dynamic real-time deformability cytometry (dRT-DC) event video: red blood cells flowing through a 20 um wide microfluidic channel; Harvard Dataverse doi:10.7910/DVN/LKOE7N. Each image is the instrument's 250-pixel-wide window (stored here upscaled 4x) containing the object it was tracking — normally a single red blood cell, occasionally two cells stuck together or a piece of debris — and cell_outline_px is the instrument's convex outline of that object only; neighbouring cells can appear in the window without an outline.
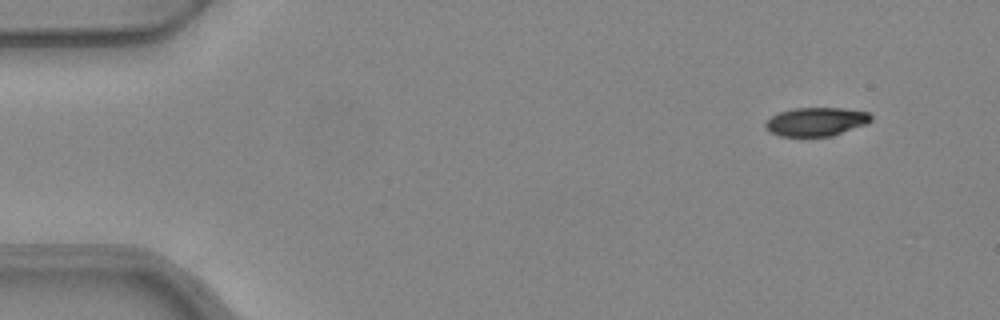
{"species": "common noctule bat (a hibernating species)", "species_latin": "Nyctalus noctula", "temperature_condition": "warm", "stored_images_in_passage": 48, "camera_frame_rate_fps": 3000, "um_per_image_px": 0.085, "animal": {"sex": "female", "body_mass_g": 24.6, "forearm_length_mm": 56.2}, "frame": {"image": 1, "passage_image": 1, "time_ms": 0.0, "image_size_px": [1000, 320], "cell_outline_px": [[872, 120], [864, 124], [832, 136], [780, 136], [764, 128], [764, 124], [772, 116], [780, 112], [796, 108], [844, 108], [868, 112], [872, 116]], "centroid_in_image_um": [69.37, 10.34], "position_along_channel_um": 15.6, "area_um2": 17.4}}
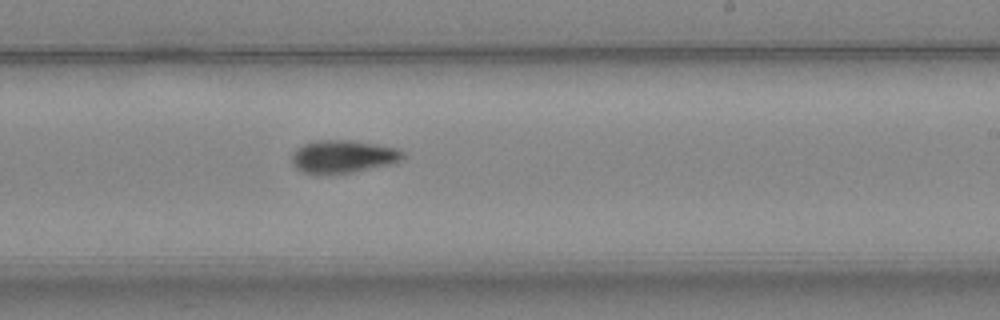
{"frame": {"image": 2, "passage_image": 28, "time_ms": 9.0, "image_size_px": [1000, 320], "cell_outline_px": [[408, 156], [400, 160], [388, 164], [352, 172], [328, 176], [316, 176], [300, 172], [292, 164], [292, 152], [296, 148], [304, 144], [316, 140], [352, 140], [400, 148]], "centroid_in_image_um": [29.11, 13.33], "position_along_channel_um": 259.9, "area_um2": 21.91}}
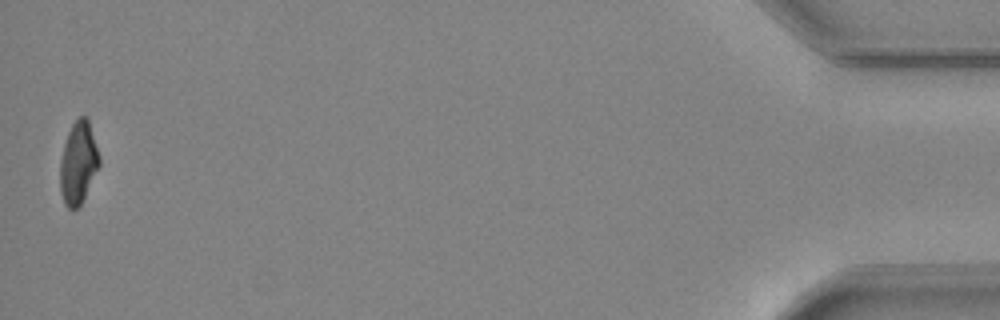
{"frame": {"image": 3, "passage_image": 48, "time_ms": 15.667, "image_size_px": [1000, 320], "cell_outline_px": [[100, 164], [80, 204], [76, 208], [68, 208], [64, 204], [60, 192], [60, 160], [64, 144], [68, 132], [72, 124], [80, 116], [84, 116], [88, 120], [100, 156]], "centroid_in_image_um": [6.64, 13.84], "position_along_channel_um": 428.6, "area_um2": 18.5}, "authors_computed_cell_mechanics": {"area_um2": 20.2878, "velocity_mm_per_s": 3.9654, "shape_relaxation_time_tau1_ms": 4.2378, "shape_relaxation_time_tau2_ms": null, "deformation_change_tau1": 0.1421, "deformation_change_tau2": null}}